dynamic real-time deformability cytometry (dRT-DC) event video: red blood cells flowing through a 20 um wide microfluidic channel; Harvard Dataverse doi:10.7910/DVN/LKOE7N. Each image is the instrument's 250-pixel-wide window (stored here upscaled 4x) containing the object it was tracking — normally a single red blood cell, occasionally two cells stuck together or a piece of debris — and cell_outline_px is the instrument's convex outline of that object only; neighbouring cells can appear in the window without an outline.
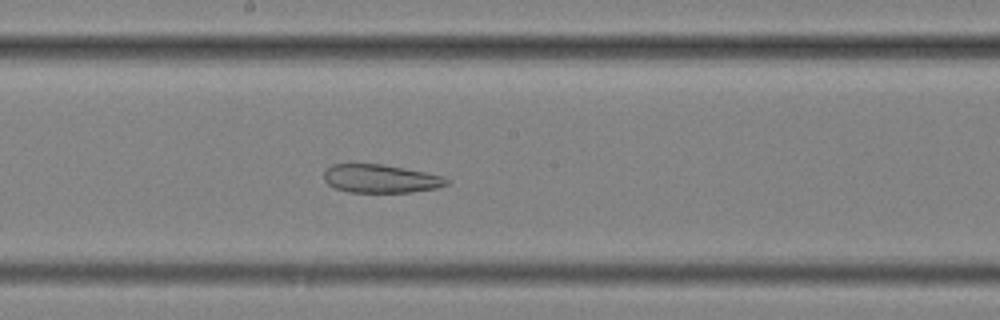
{"species": "common noctule bat (a hibernating species)", "species_latin": "Nyctalus noctula", "temperature_condition": "cold", "stored_images_in_passage": 56, "segment_of_instrument_passage": [2, 2], "camera_frame_rate_fps": 3000, "um_per_image_px": 0.085, "animal": {"sex": "female", "body_mass_g": 25.1}, "frame": {"image": 1, "passage_image": 30, "time_ms": 9.667, "image_size_px": [1000, 320], "cell_outline_px": [[452, 180], [448, 184], [436, 188], [412, 192], [348, 192], [336, 188], [328, 184], [324, 180], [324, 172], [332, 164], [380, 164], [404, 168], [444, 176]], "centroid_in_image_um": [32.38, 15.19], "position_along_channel_um": 215.8, "area_um2": 20.23}}
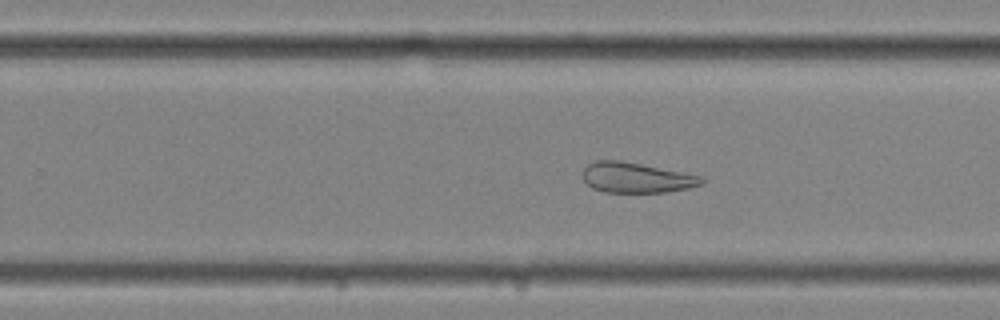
{"frame": {"image": 2, "passage_image": 35, "time_ms": 11.333, "image_size_px": [1000, 320], "cell_outline_px": [[704, 184], [688, 188], [668, 192], [604, 192], [592, 188], [584, 180], [584, 168], [588, 164], [596, 160], [620, 160], [704, 176]], "centroid_in_image_um": [54.12, 15.1], "position_along_channel_um": 275.7, "area_um2": 20.98}}
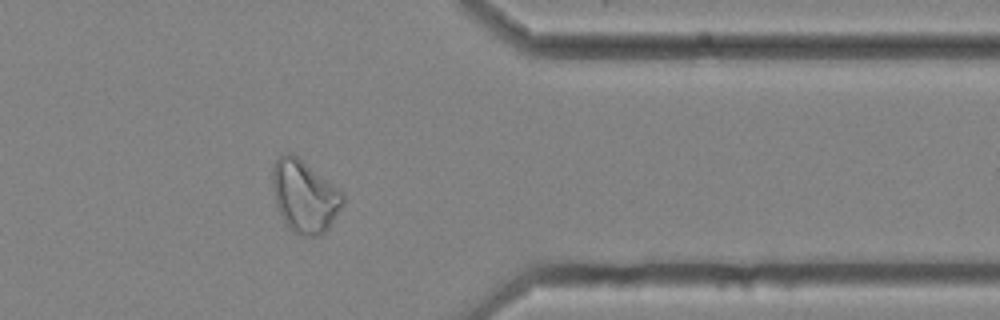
{"frame": {"image": 3, "passage_image": 45, "time_ms": 14.667, "image_size_px": [1000, 320], "cell_outline_px": [[344, 200], [340, 208], [328, 228], [324, 232], [316, 236], [300, 236], [288, 228], [276, 208], [272, 184], [272, 168], [276, 160], [284, 152], [292, 152], [340, 188], [344, 192]], "centroid_in_image_um": [25.87, 16.66], "position_along_channel_um": 385.5, "area_um2": 29.94}}